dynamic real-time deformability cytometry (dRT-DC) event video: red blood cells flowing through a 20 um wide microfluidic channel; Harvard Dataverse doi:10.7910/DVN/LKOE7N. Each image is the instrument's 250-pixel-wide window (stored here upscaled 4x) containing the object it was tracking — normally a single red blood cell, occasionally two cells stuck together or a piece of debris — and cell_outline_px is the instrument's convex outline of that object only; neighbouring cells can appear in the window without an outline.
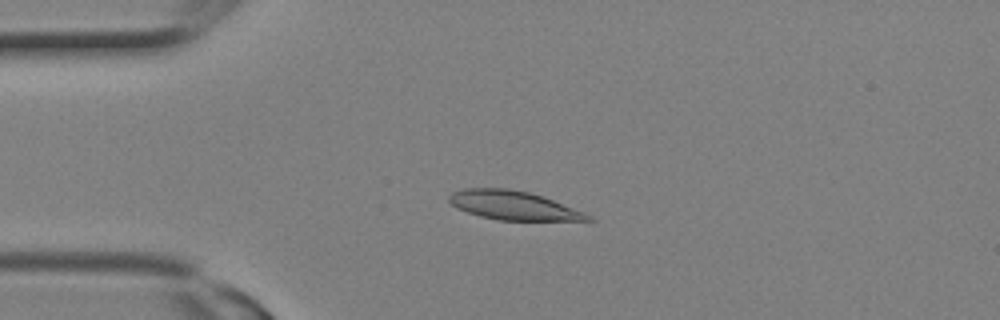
{"species": "Egyptian fruit bat (a non-hibernating species)", "species_latin": "Rousettus aegyptiacus", "temperature_condition": "room temperature", "stored_images_in_passage": 9, "camera_frame_rate_fps": 3000, "um_per_image_px": 0.085, "animal": {"sex": "female"}, "frame": {"image": 1, "passage_image": 6, "time_ms": 1.667, "image_size_px": [1000, 320], "cell_outline_px": [[596, 220], [500, 220], [480, 216], [456, 208], [448, 200], [448, 196], [452, 192], [464, 188], [508, 188], [528, 192], [544, 196], [584, 212], [592, 216]], "centroid_in_image_um": [43.62, 17.45], "position_along_channel_um": 41.4, "area_um2": 23.29}}
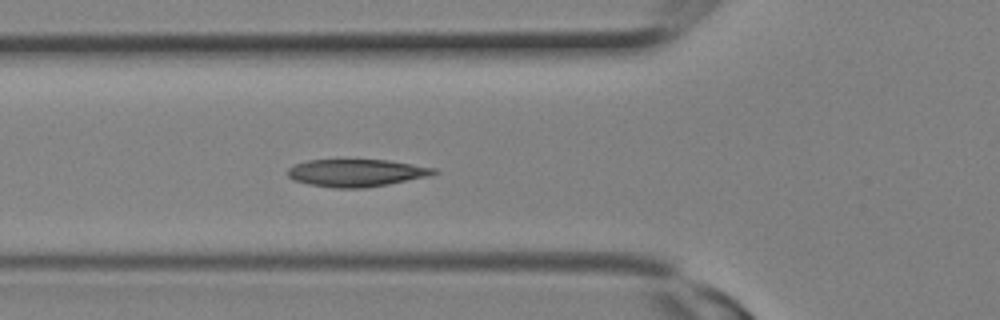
{"frame": {"image": 2, "passage_image": 9, "time_ms": 2.667, "image_size_px": [1000, 320], "cell_outline_px": [[440, 172], [428, 176], [388, 184], [364, 188], [332, 188], [308, 184], [292, 180], [288, 176], [288, 168], [292, 164], [308, 160], [388, 160], [436, 168]], "centroid_in_image_um": [30.26, 14.69], "position_along_channel_um": 95.5, "area_um2": 23.47}}